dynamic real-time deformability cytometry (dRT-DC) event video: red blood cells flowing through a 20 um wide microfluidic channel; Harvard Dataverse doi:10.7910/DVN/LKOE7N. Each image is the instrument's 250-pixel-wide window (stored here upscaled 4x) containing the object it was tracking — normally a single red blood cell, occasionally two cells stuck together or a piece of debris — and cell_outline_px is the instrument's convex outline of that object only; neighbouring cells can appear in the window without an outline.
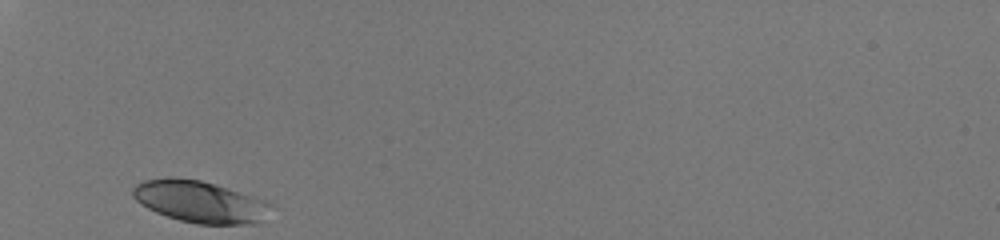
{"species": "human", "species_latin": "Homo sapiens", "temperature_condition": "room temperature", "stored_images_in_passage": 27, "camera_frame_rate_fps": 3000, "um_per_image_px": 0.085, "donor": {"sex": "male"}, "frame": {"image": 1, "passage_image": 1, "time_ms": 0.0, "image_size_px": [1000, 240], "cell_outline_px": [[276, 208], [260, 220], [244, 224], [196, 224], [180, 220], [156, 212], [140, 204], [132, 196], [132, 188], [136, 184], [144, 180], [168, 176], [200, 180], [252, 196], [264, 200], [272, 204]], "centroid_in_image_um": [16.96, 17.13], "position_along_channel_um": 68.0, "area_um2": 33.47}}
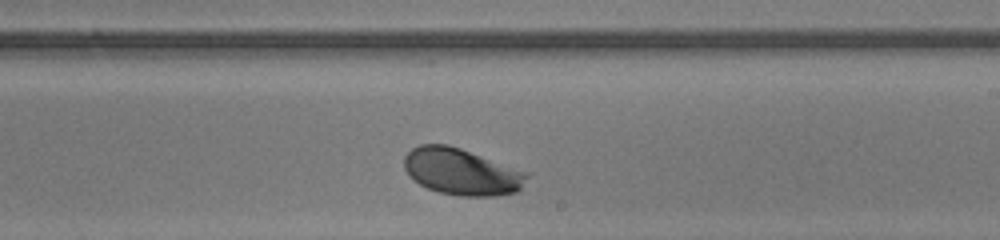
{"frame": {"image": 2, "passage_image": 16, "time_ms": 5.0, "image_size_px": [1000, 240], "cell_outline_px": [[532, 172], [520, 188], [516, 192], [496, 196], [460, 196], [440, 192], [428, 188], [420, 184], [408, 176], [404, 168], [404, 156], [412, 148], [420, 144], [448, 144]], "centroid_in_image_um": [39.26, 14.59], "position_along_channel_um": 249.7, "area_um2": 33.7}}
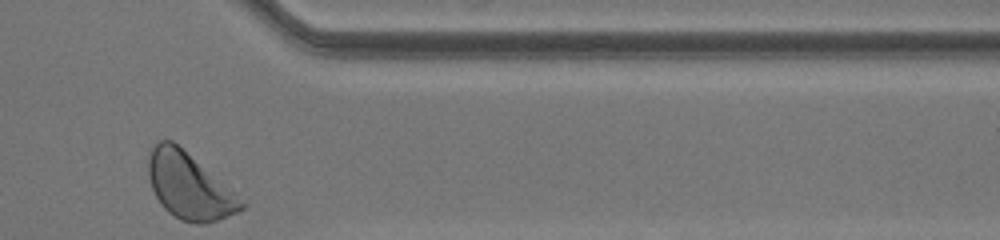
{"frame": {"image": 3, "passage_image": 27, "time_ms": 8.667, "image_size_px": [1000, 240], "cell_outline_px": [[248, 204], [244, 208], [236, 212], [216, 220], [204, 224], [196, 224], [180, 220], [168, 212], [160, 204], [152, 188], [148, 176], [148, 148], [160, 140], [172, 140]], "centroid_in_image_um": [16.03, 15.82], "position_along_channel_um": 395.4, "area_um2": 35.43}, "authors_computed_cell_mechanics": {"area_um2": 32.7726, "velocity_mm_per_s": 4.0223, "shape_relaxation_time_tau1_ms": 1.4577, "shape_relaxation_time_tau2_ms": null, "deformation_change_tau1": 0.1064, "deformation_change_tau2": null}}